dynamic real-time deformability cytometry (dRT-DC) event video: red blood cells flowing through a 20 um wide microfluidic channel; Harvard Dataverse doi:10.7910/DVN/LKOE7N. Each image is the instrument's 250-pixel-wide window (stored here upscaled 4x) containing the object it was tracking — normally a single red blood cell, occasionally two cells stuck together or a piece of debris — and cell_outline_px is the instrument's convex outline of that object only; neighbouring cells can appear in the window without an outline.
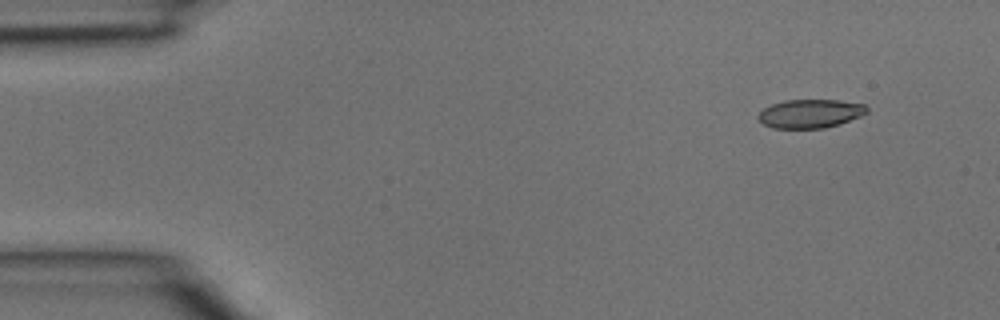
{"species": "common noctule bat (a hibernating species)", "species_latin": "Nyctalus noctula", "temperature_condition": "room temperature", "stored_images_in_passage": 2, "camera_frame_rate_fps": 3000, "um_per_image_px": 0.085, "animal": {"sex": "male", "body_mass_g": 15.6}, "frame": {"image": 1, "passage_image": 2, "time_ms": 0.333, "image_size_px": [1000, 320], "cell_outline_px": [[868, 112], [860, 116], [840, 124], [824, 128], [772, 128], [764, 124], [756, 116], [764, 108], [772, 104], [784, 100], [840, 100], [864, 104], [868, 108]], "centroid_in_image_um": [68.88, 9.65], "position_along_channel_um": 16.1, "area_um2": 18.15}}